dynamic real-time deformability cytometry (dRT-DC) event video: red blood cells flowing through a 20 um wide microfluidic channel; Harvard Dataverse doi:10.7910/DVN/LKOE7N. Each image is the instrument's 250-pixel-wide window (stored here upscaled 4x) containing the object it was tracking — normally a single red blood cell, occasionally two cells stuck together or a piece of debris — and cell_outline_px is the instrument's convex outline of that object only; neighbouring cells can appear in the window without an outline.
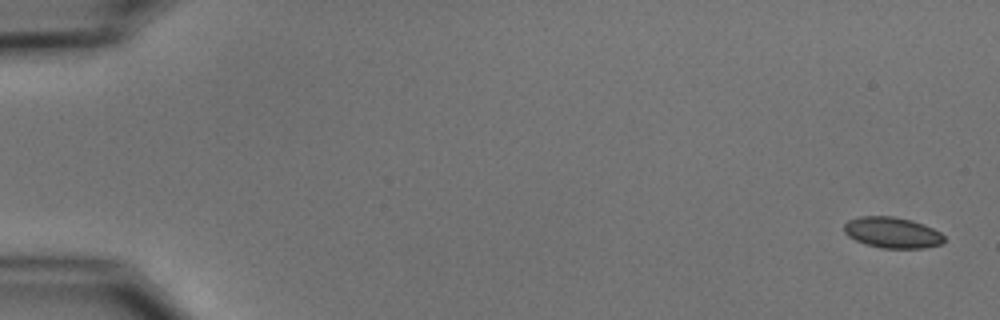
{"species": "common noctule bat (a hibernating species)", "species_latin": "Nyctalus noctula", "temperature_condition": "cold", "stored_images_in_passage": 5, "camera_frame_rate_fps": 3000, "um_per_image_px": 0.085, "animal": {"sex": "male", "body_mass_g": 15.6}, "frame": {"image": 1, "passage_image": 1, "time_ms": 0.0, "image_size_px": [1000, 320], "cell_outline_px": [[944, 240], [940, 244], [924, 248], [880, 248], [856, 240], [848, 236], [844, 232], [844, 224], [848, 220], [860, 216], [892, 216], [912, 220], [924, 224], [940, 232], [944, 236]], "centroid_in_image_um": [75.84, 19.76], "position_along_channel_um": 9.2, "area_um2": 17.98}}
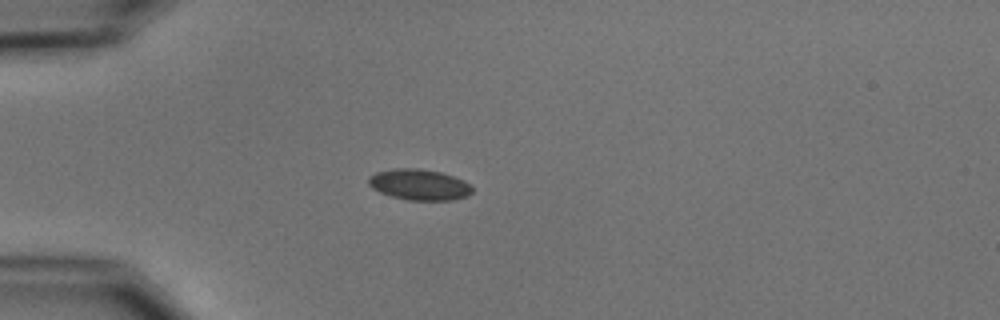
{"frame": {"image": 2, "passage_image": 5, "time_ms": 4.667, "image_size_px": [1000, 320], "cell_outline_px": [[472, 192], [468, 196], [452, 200], [408, 200], [392, 196], [380, 192], [372, 188], [368, 184], [368, 176], [376, 172], [392, 168], [420, 168], [440, 172], [464, 180], [472, 188]], "centroid_in_image_um": [35.61, 15.68], "position_along_channel_um": 49.4, "area_um2": 18.73}}